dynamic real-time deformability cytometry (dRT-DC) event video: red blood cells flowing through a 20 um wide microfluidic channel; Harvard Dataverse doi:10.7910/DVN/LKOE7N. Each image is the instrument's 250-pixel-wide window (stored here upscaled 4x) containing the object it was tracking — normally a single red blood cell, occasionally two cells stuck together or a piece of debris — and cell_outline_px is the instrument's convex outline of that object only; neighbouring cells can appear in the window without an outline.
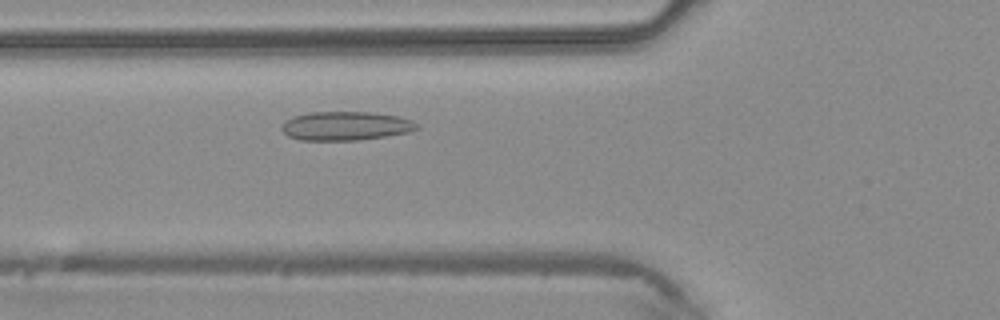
{"species": "common noctule bat (a hibernating species)", "species_latin": "Nyctalus noctula", "temperature_condition": "warm", "stored_images_in_passage": 36, "camera_frame_rate_fps": 3000, "um_per_image_px": 0.085, "animal": {"sex": "male", "body_mass_g": 20.4}, "frame": {"image": 1, "passage_image": 9, "time_ms": 2.667, "image_size_px": [1000, 320], "cell_outline_px": [[420, 128], [412, 132], [356, 140], [300, 140], [288, 136], [280, 128], [284, 120], [292, 116], [308, 112], [372, 112], [396, 116], [412, 120]], "centroid_in_image_um": [29.35, 10.7], "position_along_channel_um": 96.4, "area_um2": 22.83}}
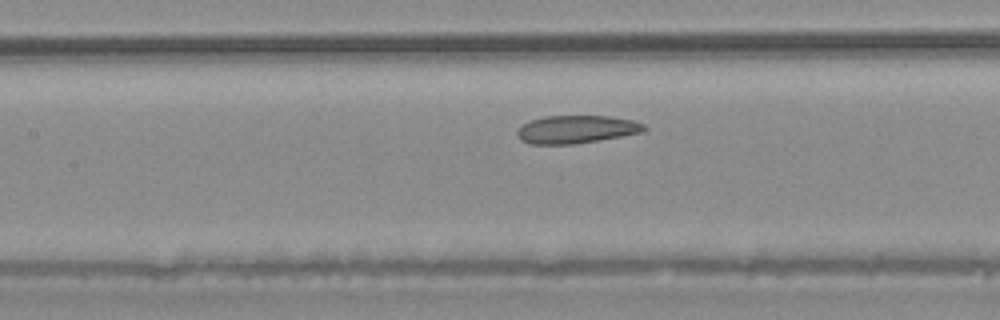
{"frame": {"image": 2, "passage_image": 13, "time_ms": 4.0, "image_size_px": [1000, 320], "cell_outline_px": [[648, 128], [644, 132], [600, 140], [572, 144], [528, 144], [520, 140], [516, 136], [516, 132], [524, 124], [532, 120], [544, 116], [608, 116], [632, 120], [644, 124]], "centroid_in_image_um": [49.0, 11.0], "position_along_channel_um": 158.4, "area_um2": 20.69}}
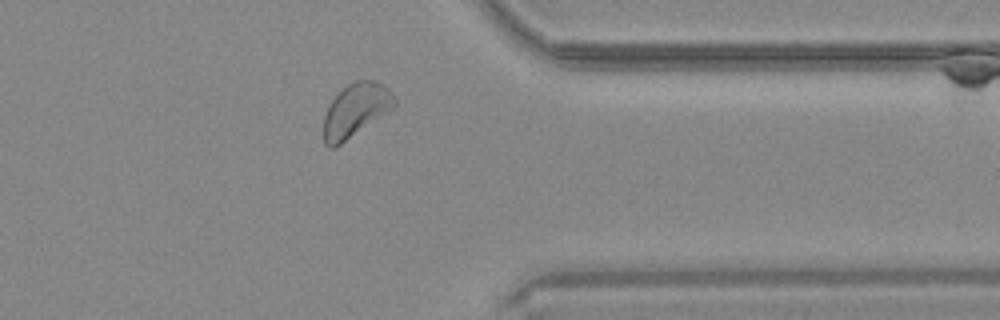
{"frame": {"image": 3, "passage_image": 28, "time_ms": 9.0, "image_size_px": [1000, 320], "cell_outline_px": [[396, 104], [392, 108], [336, 148], [328, 148], [324, 144], [324, 116], [332, 100], [348, 84], [356, 80], [376, 80], [384, 84], [392, 92], [396, 100]], "centroid_in_image_um": [30.23, 9.37], "position_along_channel_um": 381.2, "area_um2": 21.85}}